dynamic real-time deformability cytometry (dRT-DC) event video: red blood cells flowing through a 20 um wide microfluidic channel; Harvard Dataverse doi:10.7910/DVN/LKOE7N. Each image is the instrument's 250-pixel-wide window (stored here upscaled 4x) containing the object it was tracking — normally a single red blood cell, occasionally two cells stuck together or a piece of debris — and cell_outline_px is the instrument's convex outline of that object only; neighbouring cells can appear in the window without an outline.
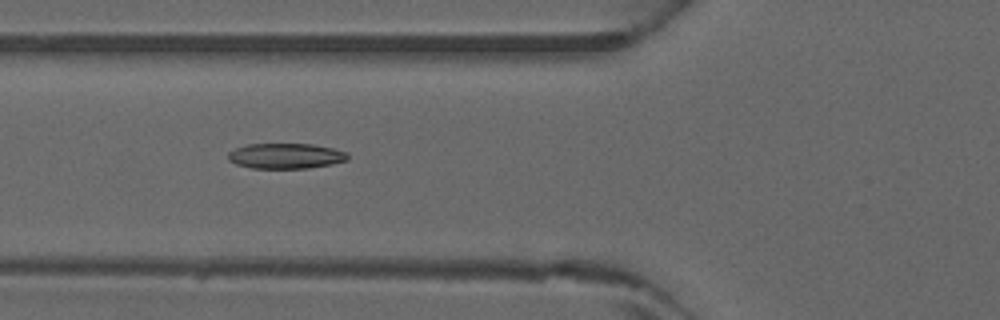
{"species": "common noctule bat (a hibernating species)", "species_latin": "Nyctalus noctula", "temperature_condition": "warm", "stored_images_in_passage": 3, "camera_frame_rate_fps": 3000, "um_per_image_px": 0.085, "animal": {"sex": "male", "forearm_length_mm": 52.5}, "frame": {"image": 1, "passage_image": 3, "time_ms": 0.667, "image_size_px": [1000, 320], "cell_outline_px": [[348, 160], [332, 164], [308, 168], [252, 168], [236, 164], [228, 160], [228, 152], [236, 148], [248, 144], [312, 144], [332, 148], [348, 152]], "centroid_in_image_um": [24.3, 13.25], "position_along_channel_um": 101.5, "area_um2": 17.69}}